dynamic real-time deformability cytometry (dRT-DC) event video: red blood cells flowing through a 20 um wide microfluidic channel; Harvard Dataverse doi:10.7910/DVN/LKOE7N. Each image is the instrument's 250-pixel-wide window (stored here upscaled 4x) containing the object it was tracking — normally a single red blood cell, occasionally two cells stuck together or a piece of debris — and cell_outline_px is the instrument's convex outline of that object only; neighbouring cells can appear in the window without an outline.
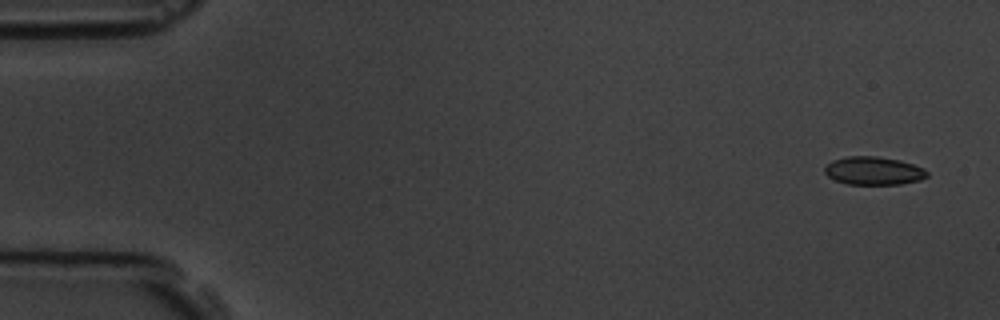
{"species": "common noctule bat (a hibernating species)", "species_latin": "Nyctalus noctula", "temperature_condition": "room temperature", "stored_images_in_passage": 4, "camera_frame_rate_fps": 3000, "um_per_image_px": 0.085, "animal": {"sex": "male", "body_mass_g": 19.5, "forearm_length_mm": 54.6}, "frame": {"image": 1, "passage_image": 1, "time_ms": 0.0, "image_size_px": [1000, 320], "cell_outline_px": [[928, 176], [920, 180], [900, 184], [848, 184], [836, 180], [828, 176], [824, 172], [824, 168], [832, 160], [848, 156], [876, 156], [900, 160], [924, 168], [928, 172]], "centroid_in_image_um": [74.26, 14.51], "position_along_channel_um": 10.7, "area_um2": 16.76}}
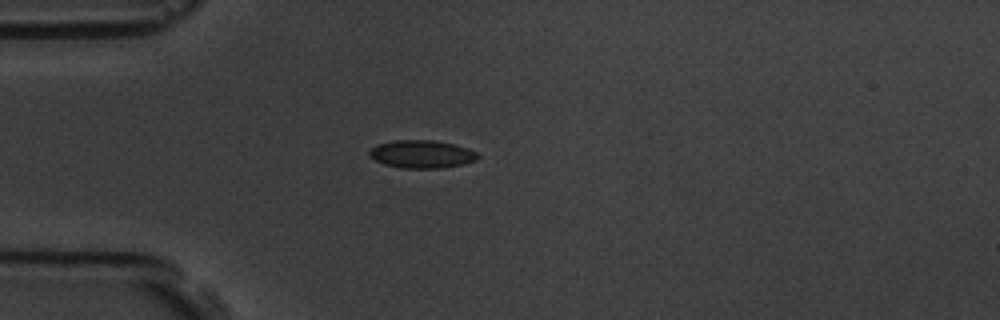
{"frame": {"image": 2, "passage_image": 4, "time_ms": 4.333, "image_size_px": [1000, 320], "cell_outline_px": [[480, 156], [476, 160], [464, 164], [444, 168], [400, 168], [384, 164], [368, 156], [368, 152], [376, 144], [396, 140], [432, 140], [456, 144], [468, 148], [476, 152]], "centroid_in_image_um": [35.86, 13.1], "position_along_channel_um": 49.1, "area_um2": 17.8}}